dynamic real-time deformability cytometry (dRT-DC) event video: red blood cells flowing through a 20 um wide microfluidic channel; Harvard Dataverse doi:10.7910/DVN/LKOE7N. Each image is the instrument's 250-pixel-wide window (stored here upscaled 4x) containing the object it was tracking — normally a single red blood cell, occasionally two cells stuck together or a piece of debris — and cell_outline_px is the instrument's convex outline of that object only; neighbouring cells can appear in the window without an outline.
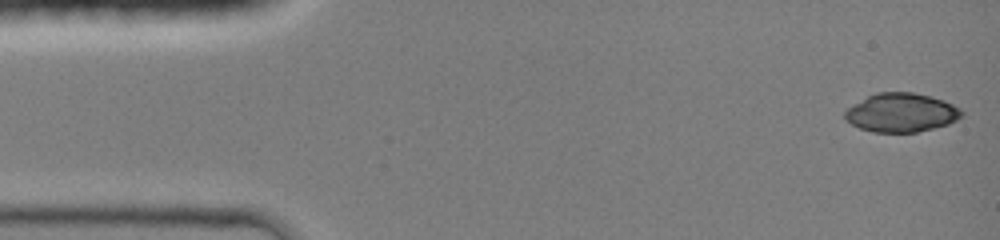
{"species": "common noctule bat (a hibernating species)", "species_latin": "Nyctalus noctula", "temperature_condition": "room temperature", "stored_images_in_passage": 44, "camera_frame_rate_fps": 3000, "um_per_image_px": 0.085, "animal": {"sex": "female", "body_mass_g": 19.0, "forearm_length_mm": 51.5}, "frame": {"image": 1, "passage_image": 1, "time_ms": 0.0, "image_size_px": [1000, 240], "cell_outline_px": [[964, 116], [948, 124], [916, 132], [872, 132], [860, 128], [852, 124], [844, 116], [844, 112], [848, 108], [868, 96], [876, 92], [912, 92], [944, 100], [960, 108], [964, 112]], "centroid_in_image_um": [76.64, 9.57], "position_along_channel_um": 8.4, "area_um2": 26.24}}
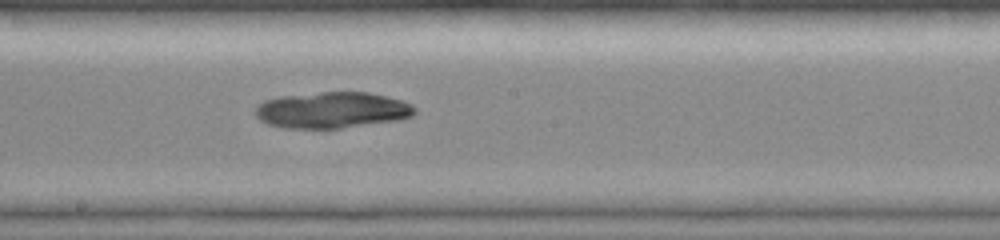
{"frame": {"image": 2, "passage_image": 24, "time_ms": 7.667, "image_size_px": [1000, 240], "cell_outline_px": [[416, 112], [412, 116], [400, 120], [340, 128], [284, 128], [268, 124], [260, 120], [252, 112], [264, 100], [276, 96], [320, 92], [368, 92], [404, 100], [412, 104], [416, 108]], "centroid_in_image_um": [28.23, 9.35], "position_along_channel_um": 220.0, "area_um2": 33.99}}
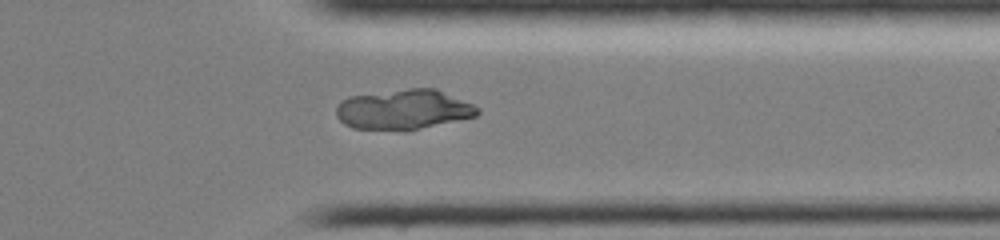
{"frame": {"image": 3, "passage_image": 35, "time_ms": 11.333, "image_size_px": [1000, 240], "cell_outline_px": [[480, 112], [476, 116], [404, 132], [352, 128], [344, 124], [336, 116], [336, 108], [348, 96], [408, 88], [436, 88], [472, 104], [480, 108]], "centroid_in_image_um": [34.29, 9.33], "position_along_channel_um": 377.1, "area_um2": 33.23}}